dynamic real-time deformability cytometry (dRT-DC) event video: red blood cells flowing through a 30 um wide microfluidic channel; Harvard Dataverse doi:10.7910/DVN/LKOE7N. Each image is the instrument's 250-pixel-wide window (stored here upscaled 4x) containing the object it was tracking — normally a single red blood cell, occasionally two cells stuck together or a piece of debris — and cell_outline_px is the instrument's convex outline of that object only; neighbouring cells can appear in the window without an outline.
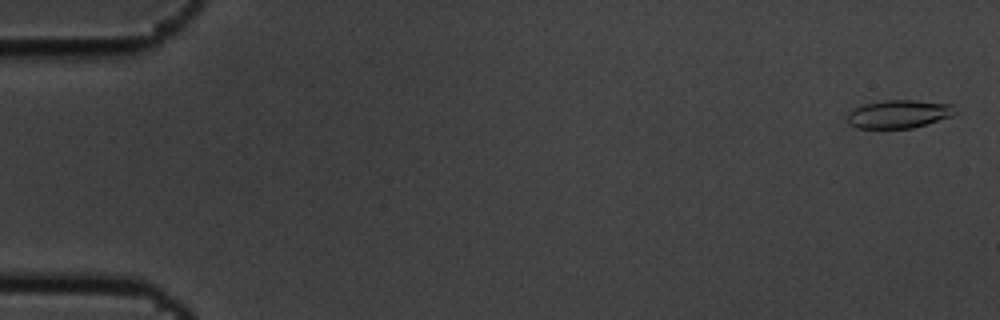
{"species": "common noctule bat (a hibernating species)", "species_latin": "Nyctalus noctula", "temperature_condition": "cold", "stored_images_in_passage": 6, "camera_frame_rate_fps": 3000, "um_per_image_px": 0.085, "animal": {"sex": "male", "body_mass_g": 19.5, "forearm_length_mm": 54.6}, "frame": {"image": 1, "passage_image": 1, "time_ms": 0.0, "image_size_px": [1000, 320], "cell_outline_px": [[956, 112], [952, 116], [912, 128], [856, 128], [848, 124], [844, 120], [844, 116], [852, 108], [864, 104], [884, 100], [916, 100], [952, 104]], "centroid_in_image_um": [76.31, 9.69], "position_along_channel_um": 8.7, "area_um2": 17.98}}
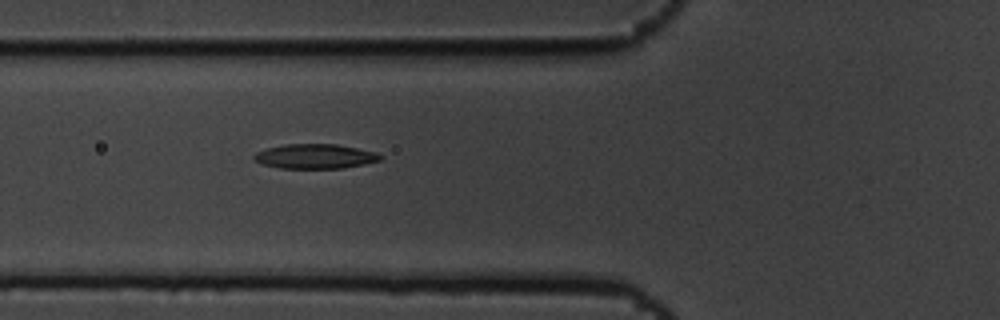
{"frame": {"image": 2, "passage_image": 6, "time_ms": 1.667, "image_size_px": [1000, 320], "cell_outline_px": [[384, 156], [380, 160], [364, 164], [344, 168], [280, 168], [264, 164], [256, 160], [252, 156], [256, 152], [268, 148], [284, 144], [336, 144], [376, 152]], "centroid_in_image_um": [26.81, 13.28], "position_along_channel_um": 99.0, "area_um2": 17.98}}